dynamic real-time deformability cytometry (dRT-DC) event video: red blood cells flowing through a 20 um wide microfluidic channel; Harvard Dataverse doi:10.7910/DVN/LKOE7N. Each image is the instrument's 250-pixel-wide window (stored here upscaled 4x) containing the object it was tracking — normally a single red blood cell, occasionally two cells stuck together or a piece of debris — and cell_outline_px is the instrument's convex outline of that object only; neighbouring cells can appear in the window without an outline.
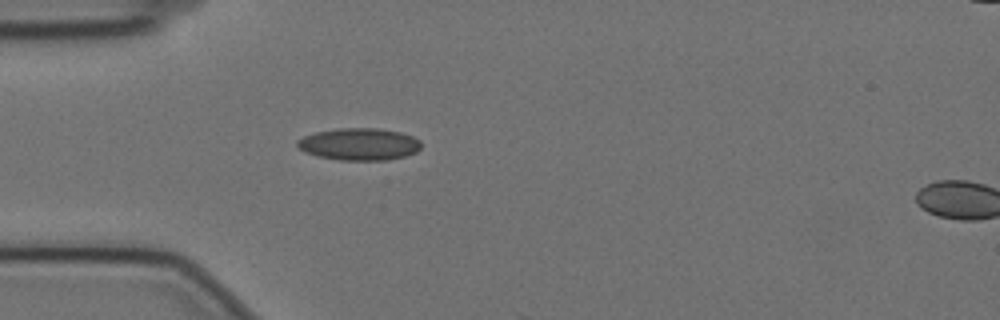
{"species": "Egyptian fruit bat (a non-hibernating species)", "species_latin": "Rousettus aegyptiacus", "temperature_condition": "cold", "stored_images_in_passage": 18, "camera_frame_rate_fps": 3000, "um_per_image_px": 0.085, "animal": {"sex": "female"}, "frame": {"image": 1, "passage_image": 15, "time_ms": 4.667, "image_size_px": [1000, 320], "cell_outline_px": [[420, 148], [416, 152], [404, 156], [388, 160], [340, 160], [316, 156], [304, 152], [296, 144], [296, 140], [304, 136], [316, 132], [340, 128], [380, 128], [400, 132], [412, 136], [420, 140]], "centroid_in_image_um": [30.52, 12.25], "position_along_channel_um": 54.5, "area_um2": 23.24}}